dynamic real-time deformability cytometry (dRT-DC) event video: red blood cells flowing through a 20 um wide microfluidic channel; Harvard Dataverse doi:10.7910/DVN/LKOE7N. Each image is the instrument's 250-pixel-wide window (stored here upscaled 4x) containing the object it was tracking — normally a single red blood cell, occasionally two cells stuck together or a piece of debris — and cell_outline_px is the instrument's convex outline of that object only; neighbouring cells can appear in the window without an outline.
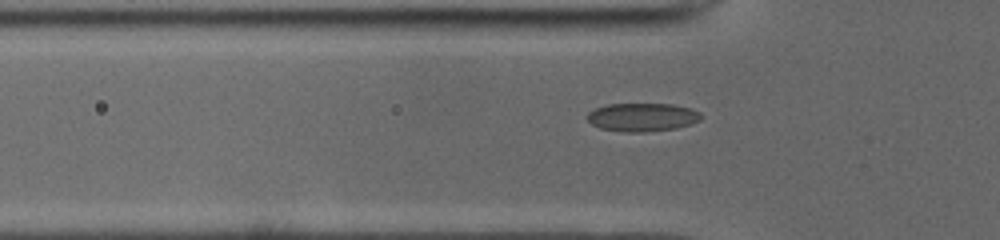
{"species": "common noctule bat (a hibernating species)", "species_latin": "Nyctalus noctula", "temperature_condition": "cold", "stored_images_in_passage": 33, "camera_frame_rate_fps": 3000, "um_per_image_px": 0.085, "animal": {"sex": "male", "body_mass_g": 19.0, "forearm_length_mm": 50.8}, "frame": {"image": 1, "passage_image": 4, "time_ms": 1.0, "image_size_px": [1000, 240], "cell_outline_px": [[700, 120], [692, 124], [676, 128], [644, 132], [628, 132], [600, 128], [592, 124], [588, 120], [588, 112], [596, 108], [608, 104], [672, 104], [692, 108], [700, 112]], "centroid_in_image_um": [54.62, 9.95], "position_along_channel_um": 71.2, "area_um2": 18.73}}
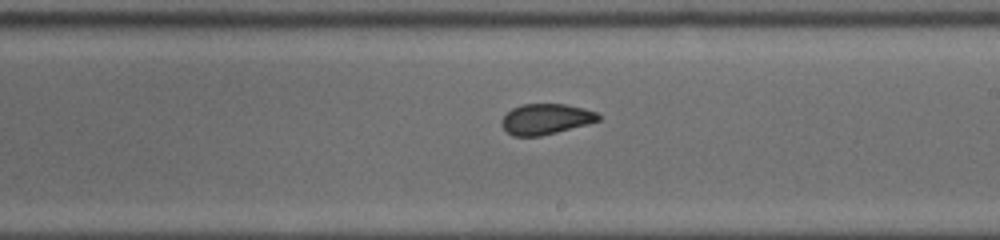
{"frame": {"image": 2, "passage_image": 17, "time_ms": 5.333, "image_size_px": [1000, 240], "cell_outline_px": [[600, 120], [588, 124], [540, 136], [512, 136], [500, 124], [500, 120], [512, 108], [524, 104], [568, 104], [584, 108], [596, 112], [600, 116]], "centroid_in_image_um": [46.39, 10.11], "position_along_channel_um": 242.6, "area_um2": 17.22}}
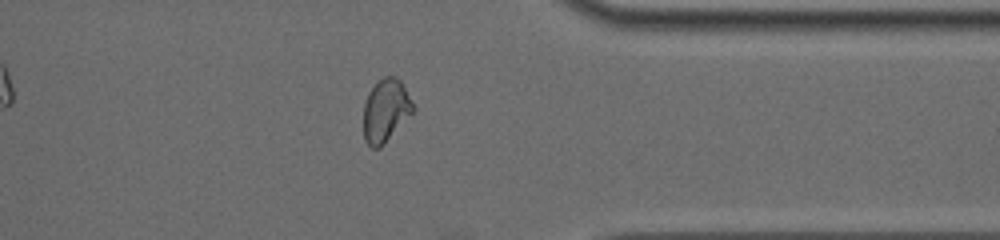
{"frame": {"image": 3, "passage_image": 28, "time_ms": 9.0, "image_size_px": [1000, 240], "cell_outline_px": [[416, 108], [380, 148], [372, 148], [364, 140], [364, 104], [368, 92], [384, 76], [396, 76], [400, 80]], "centroid_in_image_um": [32.78, 9.39], "position_along_channel_um": 378.6, "area_um2": 17.92}, "authors_computed_cell_mechanics": {"area_um2": 18.0336, "velocity_mm_per_s": 3.9618, "shape_relaxation_time_tau1_ms": null, "shape_relaxation_time_tau2_ms": 1.4253, "deformation_change_tau1": null, "deformation_change_tau2": 0.0613}}